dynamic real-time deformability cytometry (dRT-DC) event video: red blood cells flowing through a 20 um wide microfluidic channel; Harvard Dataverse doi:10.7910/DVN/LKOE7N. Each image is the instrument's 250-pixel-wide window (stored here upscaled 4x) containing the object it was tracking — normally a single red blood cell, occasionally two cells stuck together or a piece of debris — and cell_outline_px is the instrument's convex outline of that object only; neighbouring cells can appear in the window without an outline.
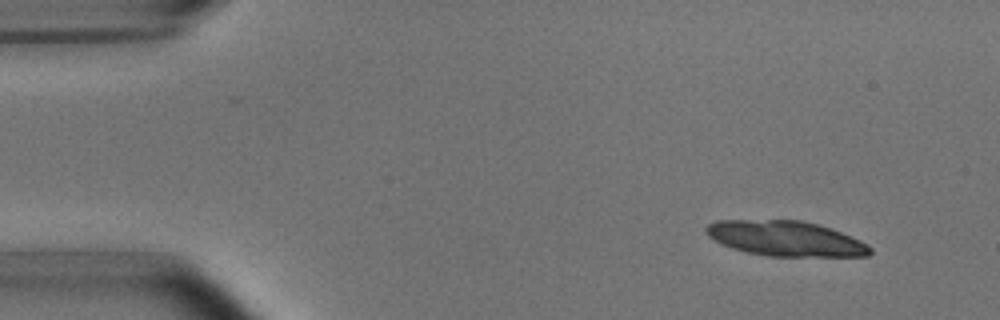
{"species": "common noctule bat (a hibernating species)", "species_latin": "Nyctalus noctula", "temperature_condition": "room temperature", "stored_images_in_passage": 4, "camera_frame_rate_fps": 3000, "um_per_image_px": 0.085, "animal": {"sex": "male", "body_mass_g": 15.6}, "frame": {"image": 1, "passage_image": 1, "time_ms": 0.0, "image_size_px": [1000, 320], "cell_outline_px": [[872, 252], [868, 256], [768, 256], [748, 252], [732, 248], [720, 244], [708, 236], [704, 232], [704, 228], [708, 224], [716, 220], [800, 220], [832, 228], [860, 240], [868, 244], [872, 248]], "centroid_in_image_um": [66.76, 20.27], "position_along_channel_um": 18.2, "area_um2": 33.7}}